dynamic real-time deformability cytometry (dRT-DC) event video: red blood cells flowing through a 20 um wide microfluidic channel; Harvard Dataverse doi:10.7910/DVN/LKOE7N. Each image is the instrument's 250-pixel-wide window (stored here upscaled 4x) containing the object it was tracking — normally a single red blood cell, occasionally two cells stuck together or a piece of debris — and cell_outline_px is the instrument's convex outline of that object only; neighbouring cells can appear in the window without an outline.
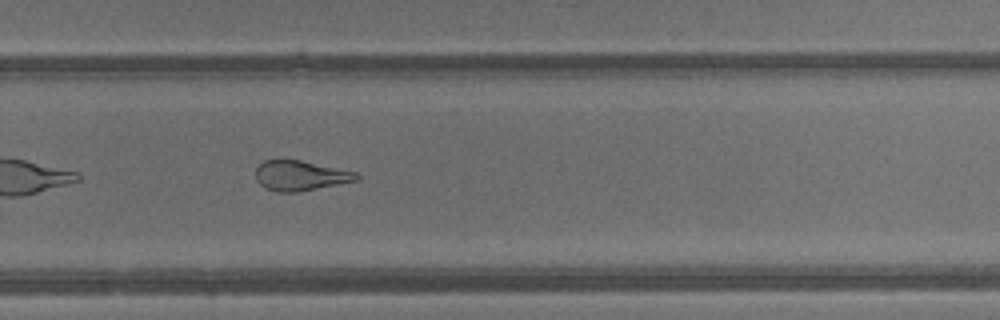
{"species": "common noctule bat (a hibernating species)", "species_latin": "Nyctalus noctula", "temperature_condition": "warm", "stored_images_in_passage": 35, "camera_frame_rate_fps": 3000, "um_per_image_px": 0.085, "animal": {"sex": "male", "body_mass_g": 13.3}, "frame": {"image": 1, "passage_image": 29, "time_ms": 9.333, "image_size_px": [1000, 320], "cell_outline_px": [[360, 176], [356, 180], [296, 192], [276, 192], [264, 188], [256, 180], [256, 168], [264, 160], [280, 156], [300, 160], [356, 172]], "centroid_in_image_um": [25.43, 14.88], "position_along_channel_um": 304.4, "area_um2": 17.86}}